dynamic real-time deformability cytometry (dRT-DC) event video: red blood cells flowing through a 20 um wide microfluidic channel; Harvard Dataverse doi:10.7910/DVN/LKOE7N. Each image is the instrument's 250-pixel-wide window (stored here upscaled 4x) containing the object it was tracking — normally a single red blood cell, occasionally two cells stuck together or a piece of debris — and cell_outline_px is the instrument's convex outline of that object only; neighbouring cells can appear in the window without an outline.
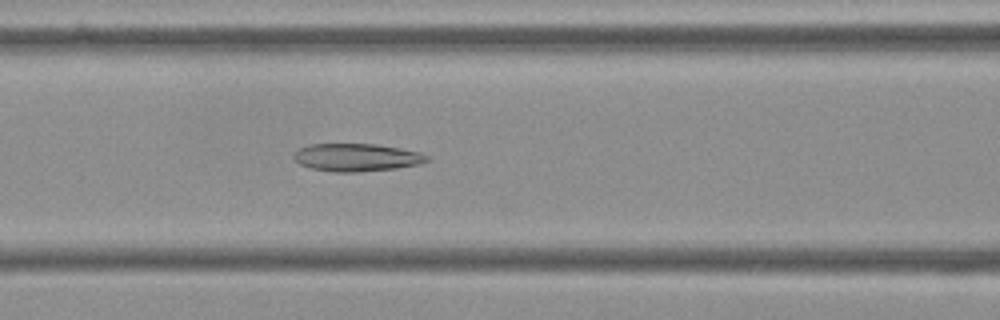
{"species": "Egyptian fruit bat (a non-hibernating species)", "species_latin": "Rousettus aegyptiacus", "temperature_condition": "cold", "stored_images_in_passage": 52, "camera_frame_rate_fps": 3000, "um_per_image_px": 0.085, "frame": {"image": 1, "passage_image": 23, "time_ms": 7.333, "image_size_px": [1000, 320], "cell_outline_px": [[432, 160], [420, 164], [396, 168], [356, 172], [332, 172], [312, 168], [300, 164], [292, 156], [300, 148], [308, 144], [376, 144], [400, 148], [420, 152], [428, 156]], "centroid_in_image_um": [30.35, 13.38], "position_along_channel_um": 136.3, "area_um2": 21.56}}
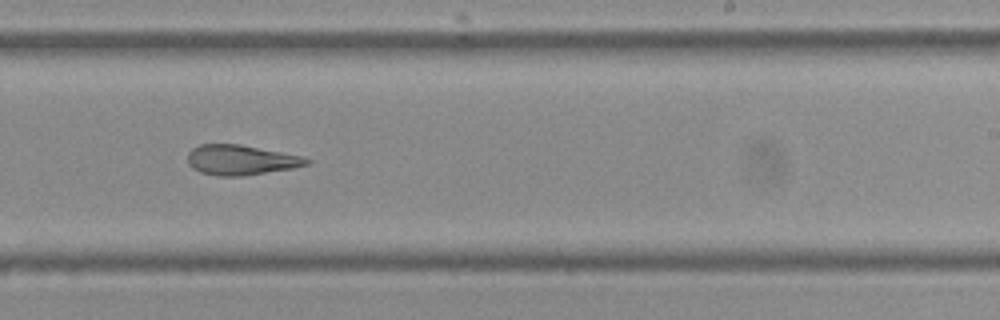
{"frame": {"image": 2, "passage_image": 34, "time_ms": 11.0, "image_size_px": [1000, 320], "cell_outline_px": [[312, 160], [308, 164], [292, 168], [240, 176], [220, 176], [200, 172], [192, 168], [188, 164], [188, 152], [192, 148], [200, 144], [240, 144], [304, 156]], "centroid_in_image_um": [20.47, 13.58], "position_along_channel_um": 268.5, "area_um2": 20.81}}
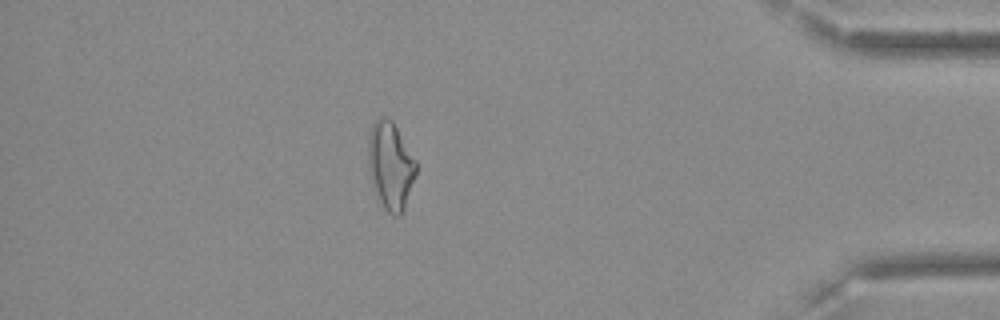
{"frame": {"image": 3, "passage_image": 45, "time_ms": 14.667, "image_size_px": [1000, 320], "cell_outline_px": [[416, 172], [404, 208], [400, 216], [392, 216], [384, 208], [372, 184], [368, 164], [368, 136], [372, 124], [380, 116], [384, 116], [392, 120], [416, 160]], "centroid_in_image_um": [33.18, 14.05], "position_along_channel_um": 402.0, "area_um2": 24.22}, "authors_computed_cell_mechanics": {"area_um2": 23.9581, "velocity_mm_per_s": 3.6059, "shape_relaxation_time_tau1_ms": null, "shape_relaxation_time_tau2_ms": 4.6341, "deformation_change_tau1": null, "deformation_change_tau2": 0.1311}}